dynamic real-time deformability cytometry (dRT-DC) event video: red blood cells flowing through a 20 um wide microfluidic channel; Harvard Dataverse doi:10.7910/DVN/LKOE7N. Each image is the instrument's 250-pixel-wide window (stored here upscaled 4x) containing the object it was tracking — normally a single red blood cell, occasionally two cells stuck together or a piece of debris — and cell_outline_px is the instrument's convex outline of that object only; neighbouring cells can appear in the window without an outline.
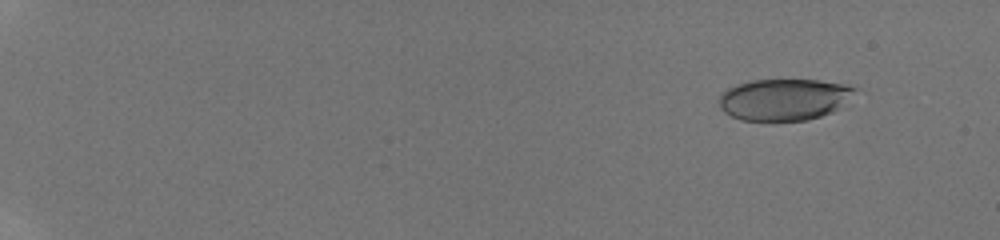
{"species": "human", "species_latin": "Homo sapiens", "temperature_condition": "room temperature", "stored_images_in_passage": 75, "camera_frame_rate_fps": 3000, "um_per_image_px": 0.085, "donor": {"sex": "male"}, "frame": {"image": 1, "passage_image": 8, "time_ms": 1.667, "image_size_px": [1000, 240], "cell_outline_px": [[856, 88], [832, 112], [808, 120], [740, 120], [724, 112], [720, 108], [720, 92], [728, 88], [748, 80], [820, 80], [848, 84]], "centroid_in_image_um": [66.57, 8.44], "position_along_channel_um": 18.4, "area_um2": 32.48}}
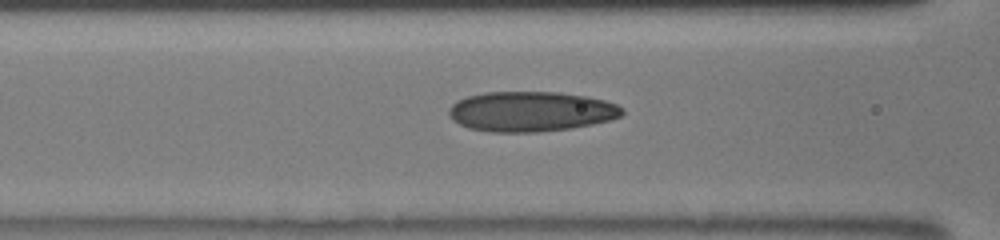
{"frame": {"image": 2, "passage_image": 43, "time_ms": 8.667, "image_size_px": [1000, 240], "cell_outline_px": [[624, 112], [620, 116], [612, 120], [572, 128], [536, 132], [492, 132], [468, 128], [452, 120], [448, 116], [448, 108], [456, 100], [468, 96], [484, 92], [560, 92], [584, 96], [604, 100], [616, 104]], "centroid_in_image_um": [45.08, 9.48], "position_along_channel_um": 121.5, "area_um2": 40.58}}
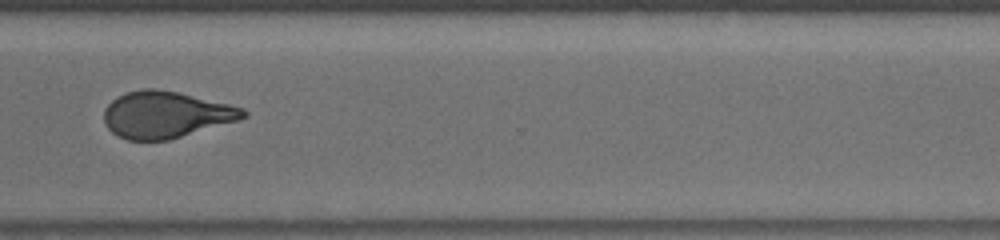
{"frame": {"image": 3, "passage_image": 74, "time_ms": 14.333, "image_size_px": [1000, 240], "cell_outline_px": [[248, 116], [236, 120], [168, 140], [128, 140], [112, 132], [108, 128], [104, 120], [104, 108], [116, 96], [128, 92], [144, 88], [152, 88], [176, 92], [228, 104], [244, 108], [248, 112]], "centroid_in_image_um": [14.06, 9.74], "position_along_channel_um": 356.5, "area_um2": 37.28}}